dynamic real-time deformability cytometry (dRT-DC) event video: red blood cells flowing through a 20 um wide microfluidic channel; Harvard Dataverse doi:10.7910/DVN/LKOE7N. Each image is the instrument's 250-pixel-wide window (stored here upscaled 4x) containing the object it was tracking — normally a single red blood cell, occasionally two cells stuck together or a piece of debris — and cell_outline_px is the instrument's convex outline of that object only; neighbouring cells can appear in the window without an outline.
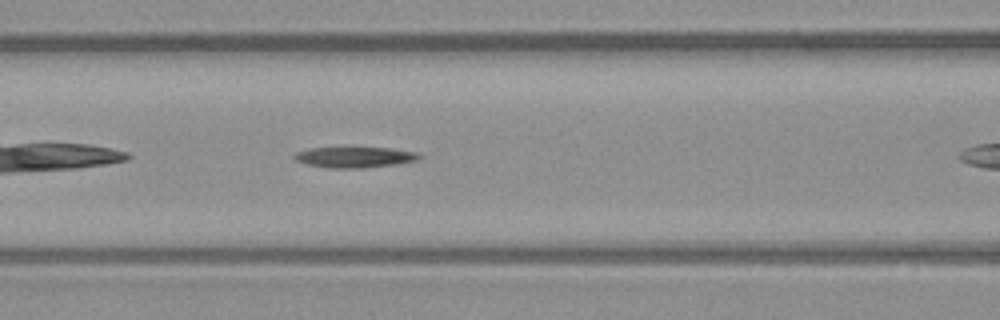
{"species": "common noctule bat (a hibernating species)", "species_latin": "Nyctalus noctula", "temperature_condition": "warm", "stored_images_in_passage": 32, "camera_frame_rate_fps": 3000, "um_per_image_px": 0.085, "animal": {"sex": "male", "body_mass_g": 23.1, "forearm_length_mm": 52.7}, "frame": {"image": 1, "passage_image": 11, "time_ms": 3.333, "image_size_px": [1000, 320], "cell_outline_px": [[424, 156], [416, 160], [396, 164], [364, 168], [324, 168], [308, 164], [296, 160], [292, 156], [296, 152], [312, 148], [392, 148], [416, 152]], "centroid_in_image_um": [30.16, 13.37], "position_along_channel_um": 136.4, "area_um2": 15.03}}
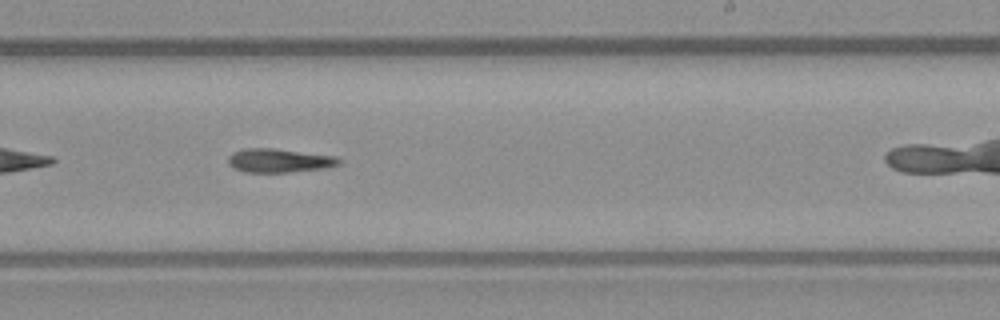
{"frame": {"image": 2, "passage_image": 21, "time_ms": 6.667, "image_size_px": [1000, 320], "cell_outline_px": [[344, 160], [340, 164], [328, 168], [288, 172], [244, 172], [232, 168], [228, 164], [228, 156], [232, 152], [244, 148], [272, 148], [336, 156]], "centroid_in_image_um": [23.73, 13.65], "position_along_channel_um": 265.3, "area_um2": 15.61}}
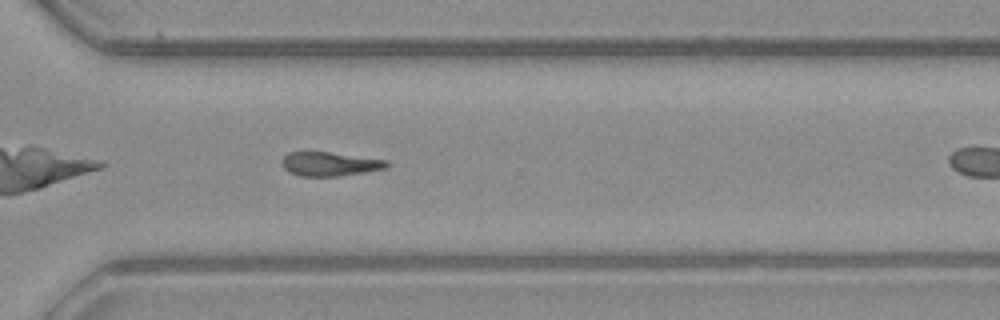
{"frame": {"image": 3, "passage_image": 27, "time_ms": 8.667, "image_size_px": [1000, 320], "cell_outline_px": [[392, 164], [388, 168], [340, 176], [300, 176], [288, 172], [284, 168], [284, 156], [288, 152], [328, 152], [388, 160]], "centroid_in_image_um": [28.1, 13.94], "position_along_channel_um": 342.5, "area_um2": 14.62}}